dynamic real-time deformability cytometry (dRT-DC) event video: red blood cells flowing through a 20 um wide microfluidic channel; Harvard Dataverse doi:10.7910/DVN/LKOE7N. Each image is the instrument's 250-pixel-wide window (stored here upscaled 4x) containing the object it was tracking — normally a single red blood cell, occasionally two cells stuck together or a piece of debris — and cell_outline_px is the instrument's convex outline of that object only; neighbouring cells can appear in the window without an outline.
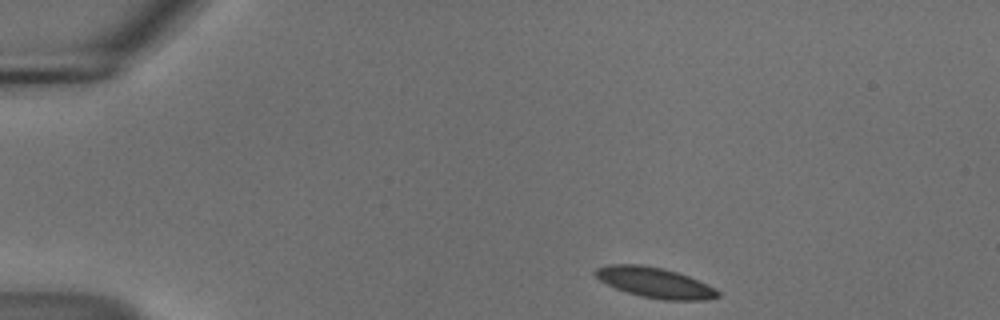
{"species": "common noctule bat (a hibernating species)", "species_latin": "Nyctalus noctula", "temperature_condition": "cold", "stored_images_in_passage": 46, "camera_frame_rate_fps": 3000, "um_per_image_px": 0.085, "animal": {"sex": "male", "body_mass_g": 18.8}, "frame": {"image": 1, "passage_image": 1, "time_ms": 0.0, "image_size_px": [1000, 320], "cell_outline_px": [[720, 296], [708, 300], [664, 300], [640, 296], [616, 288], [600, 280], [592, 272], [596, 268], [608, 264], [640, 264], [664, 268], [688, 276], [708, 284], [716, 288], [720, 292]], "centroid_in_image_um": [55.68, 24.02], "position_along_channel_um": 29.3, "area_um2": 21.73}}
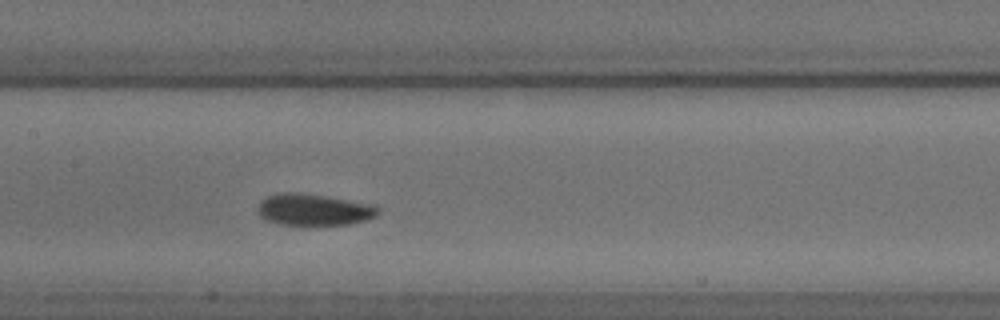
{"frame": {"image": 2, "passage_image": 19, "time_ms": 6.0, "image_size_px": [1000, 320], "cell_outline_px": [[380, 212], [376, 216], [364, 220], [348, 224], [308, 228], [280, 224], [268, 220], [260, 216], [256, 208], [260, 200], [268, 196], [280, 192], [292, 192], [328, 196], [372, 204], [380, 208]], "centroid_in_image_um": [26.66, 17.86], "position_along_channel_um": 180.7, "area_um2": 23.0}}
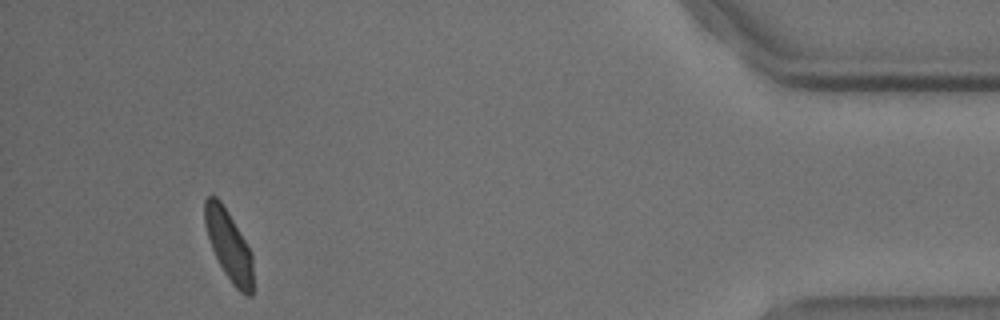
{"frame": {"image": 3, "passage_image": 43, "time_ms": 14.0, "image_size_px": [1000, 320], "cell_outline_px": [[252, 296], [244, 296], [232, 284], [224, 272], [212, 248], [204, 224], [204, 200], [208, 196], [216, 196], [220, 200], [228, 212], [252, 252]], "centroid_in_image_um": [19.44, 20.86], "position_along_channel_um": 415.8, "area_um2": 19.59}, "authors_computed_cell_mechanics": {"area_um2": 21.4438, "velocity_mm_per_s": 3.6723, "shape_relaxation_time_tau1_ms": 5.5217, "shape_relaxation_time_tau2_ms": 5.7856, "deformation_change_tau1": 0.1298, "deformation_change_tau2": 0.0794}}